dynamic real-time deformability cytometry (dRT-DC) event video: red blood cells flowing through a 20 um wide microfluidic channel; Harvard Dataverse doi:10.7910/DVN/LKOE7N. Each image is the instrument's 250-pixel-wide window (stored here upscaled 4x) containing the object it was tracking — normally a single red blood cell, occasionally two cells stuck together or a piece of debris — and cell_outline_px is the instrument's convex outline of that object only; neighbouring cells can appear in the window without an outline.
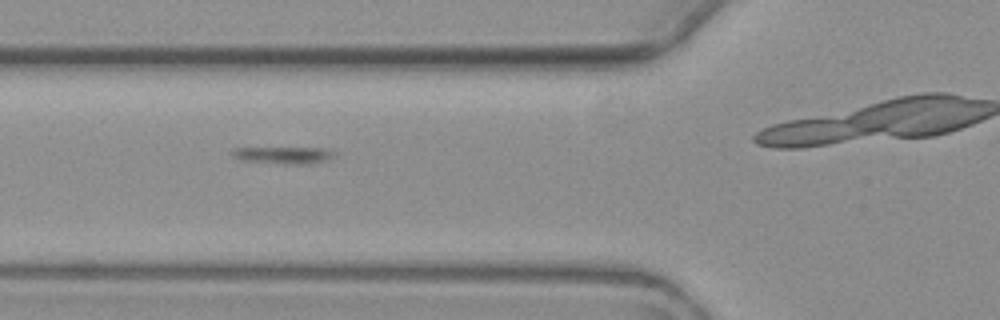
{"species": "common noctule bat (a hibernating species)", "species_latin": "Nyctalus noctula", "temperature_condition": "warm", "stored_images_in_passage": 12, "camera_frame_rate_fps": 3000, "um_per_image_px": 0.085, "animal": {"sex": "female", "body_mass_g": 19.3, "forearm_length_mm": 54.1}, "frame": {"image": 1, "passage_image": 3, "time_ms": 3.333, "image_size_px": [1000, 320], "cell_outline_px": [[336, 156], [324, 160], [304, 164], [284, 164], [244, 160], [232, 156], [232, 148], [328, 148], [336, 152]], "centroid_in_image_um": [24.14, 13.17], "position_along_channel_um": 101.7, "area_um2": 10.0}}